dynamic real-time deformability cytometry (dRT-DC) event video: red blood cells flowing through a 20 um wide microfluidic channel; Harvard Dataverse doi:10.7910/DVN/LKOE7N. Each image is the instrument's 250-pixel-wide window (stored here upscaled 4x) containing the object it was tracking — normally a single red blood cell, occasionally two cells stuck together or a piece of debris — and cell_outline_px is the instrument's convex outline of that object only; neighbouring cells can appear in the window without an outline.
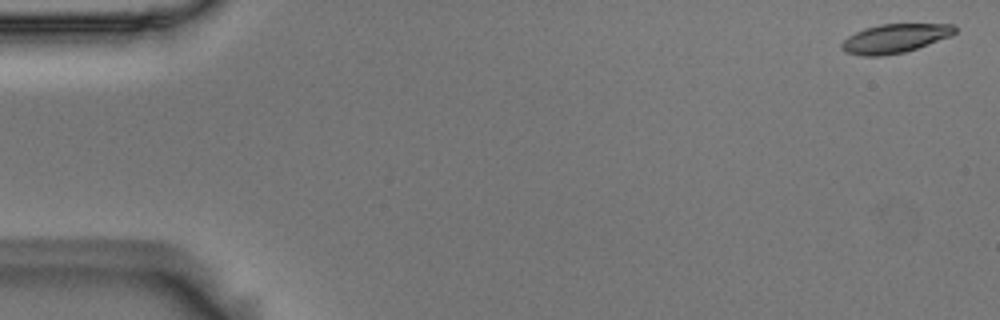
{"species": "Egyptian fruit bat (a non-hibernating species)", "species_latin": "Rousettus aegyptiacus", "temperature_condition": "room temperature", "stored_images_in_passage": 4, "camera_frame_rate_fps": 3000, "um_per_image_px": 0.085, "animal": {"sex": "male"}, "frame": {"image": 1, "passage_image": 1, "time_ms": 0.0, "image_size_px": [1000, 320], "cell_outline_px": [[956, 32], [952, 36], [904, 52], [884, 56], [864, 56], [844, 52], [840, 48], [840, 44], [848, 36], [864, 28], [880, 24], [952, 24], [956, 28]], "centroid_in_image_um": [76.04, 3.27], "position_along_channel_um": 9.0, "area_um2": 19.13}}
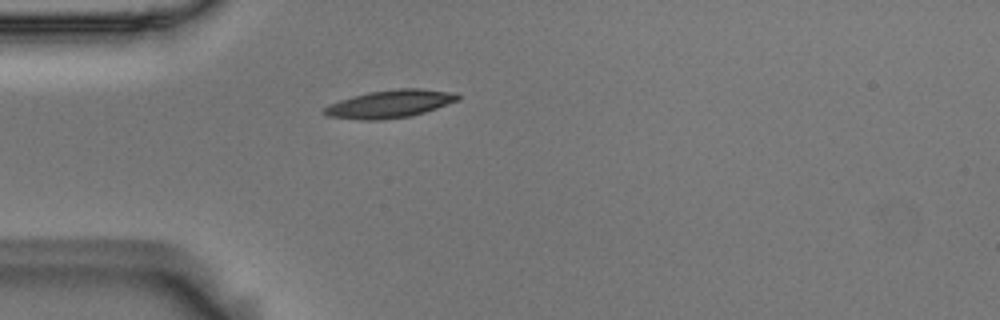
{"frame": {"image": 2, "passage_image": 4, "time_ms": 1.0, "image_size_px": [1000, 320], "cell_outline_px": [[460, 96], [456, 100], [436, 108], [424, 112], [408, 116], [376, 120], [360, 120], [328, 116], [320, 112], [328, 104], [352, 96], [368, 92], [396, 88], [420, 88], [456, 92]], "centroid_in_image_um": [33.09, 8.82], "position_along_channel_um": 51.9, "area_um2": 21.56}}